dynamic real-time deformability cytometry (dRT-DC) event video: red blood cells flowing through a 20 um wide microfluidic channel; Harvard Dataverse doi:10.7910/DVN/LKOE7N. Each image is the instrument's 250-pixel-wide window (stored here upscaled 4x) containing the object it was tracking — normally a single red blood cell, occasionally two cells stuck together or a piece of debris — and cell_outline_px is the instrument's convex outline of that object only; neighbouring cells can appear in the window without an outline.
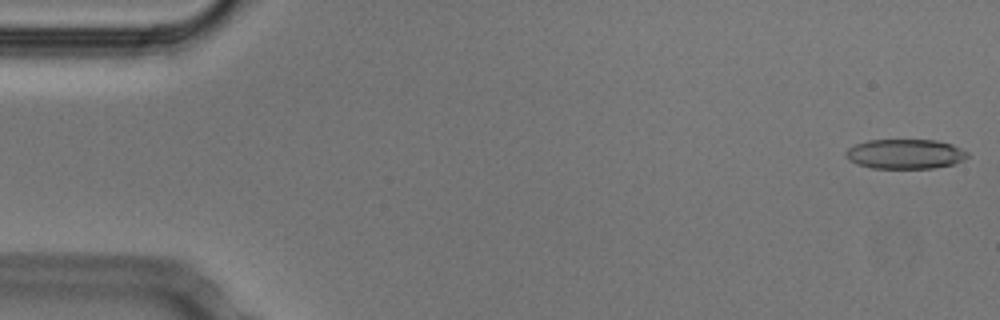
{"species": "Egyptian fruit bat (a non-hibernating species)", "species_latin": "Rousettus aegyptiacus", "temperature_condition": "cold", "stored_images_in_passage": 52, "camera_frame_rate_fps": 3000, "um_per_image_px": 0.085, "animal": {"sex": "male"}, "frame": {"image": 1, "passage_image": 1, "time_ms": 0.0, "image_size_px": [1000, 320], "cell_outline_px": [[968, 156], [964, 160], [956, 164], [932, 168], [872, 168], [856, 164], [848, 160], [844, 152], [848, 148], [856, 144], [868, 140], [936, 140], [952, 144], [968, 152]], "centroid_in_image_um": [76.94, 13.09], "position_along_channel_um": 8.1, "area_um2": 21.21}}
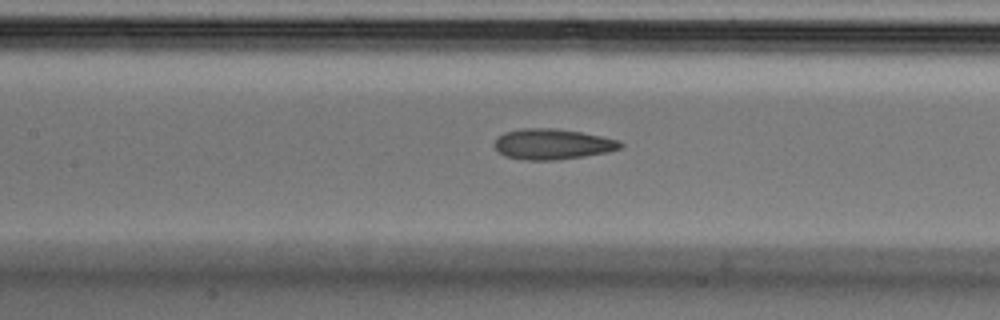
{"frame": {"image": 2, "passage_image": 23, "time_ms": 7.333, "image_size_px": [1000, 320], "cell_outline_px": [[624, 148], [608, 152], [584, 156], [556, 160], [524, 160], [504, 156], [496, 148], [496, 140], [504, 132], [520, 128], [552, 128], [580, 132], [620, 140], [624, 144]], "centroid_in_image_um": [47.0, 12.25], "position_along_channel_um": 160.4, "area_um2": 22.43}}
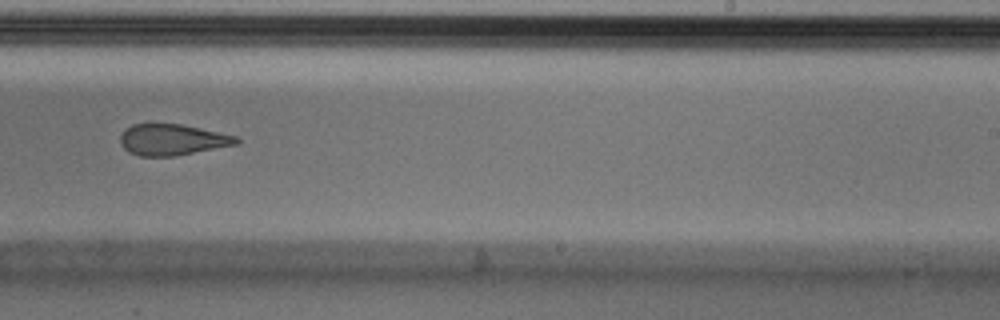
{"frame": {"image": 3, "passage_image": 32, "time_ms": 10.333, "image_size_px": [1000, 320], "cell_outline_px": [[240, 140], [236, 144], [176, 156], [140, 156], [128, 152], [120, 144], [120, 136], [124, 128], [132, 124], [180, 124], [236, 136]], "centroid_in_image_um": [14.58, 11.88], "position_along_channel_um": 274.4, "area_um2": 20.92}, "authors_computed_cell_mechanics": {"area_um2": 22.3975, "velocity_mm_per_s": 3.8079, "shape_relaxation_time_tau1_ms": null, "shape_relaxation_time_tau2_ms": 3.0009, "deformation_change_tau1": null, "deformation_change_tau2": 0.1013}}